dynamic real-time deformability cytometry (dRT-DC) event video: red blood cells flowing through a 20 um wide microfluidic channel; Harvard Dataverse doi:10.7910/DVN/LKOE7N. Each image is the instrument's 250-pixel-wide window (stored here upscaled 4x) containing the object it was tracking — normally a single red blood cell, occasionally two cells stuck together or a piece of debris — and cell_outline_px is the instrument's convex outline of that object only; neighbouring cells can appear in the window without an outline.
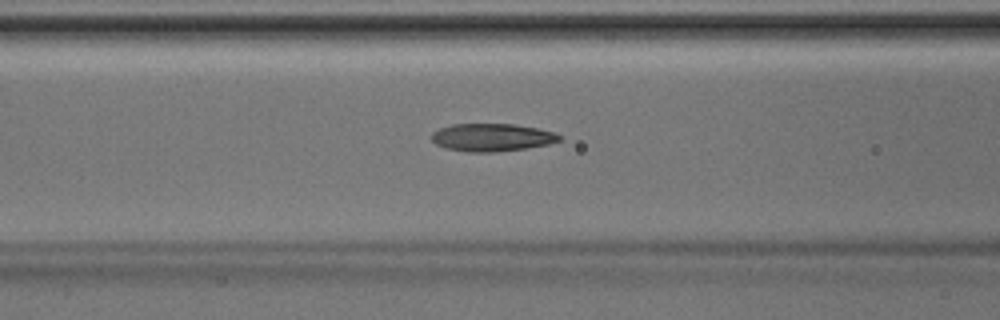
{"species": "Egyptian fruit bat (a non-hibernating species)", "species_latin": "Rousettus aegyptiacus", "temperature_condition": "room temperature", "stored_images_in_passage": 39, "camera_frame_rate_fps": 3000, "um_per_image_px": 0.085, "animal": {"sex": "male"}, "frame": {"image": 1, "passage_image": 12, "time_ms": 3.667, "image_size_px": [1000, 320], "cell_outline_px": [[564, 140], [548, 144], [524, 148], [496, 152], [468, 152], [444, 148], [436, 144], [432, 140], [432, 132], [440, 128], [452, 124], [512, 124], [536, 128], [552, 132], [564, 136]], "centroid_in_image_um": [41.82, 11.68], "position_along_channel_um": 124.8, "area_um2": 20.69}}
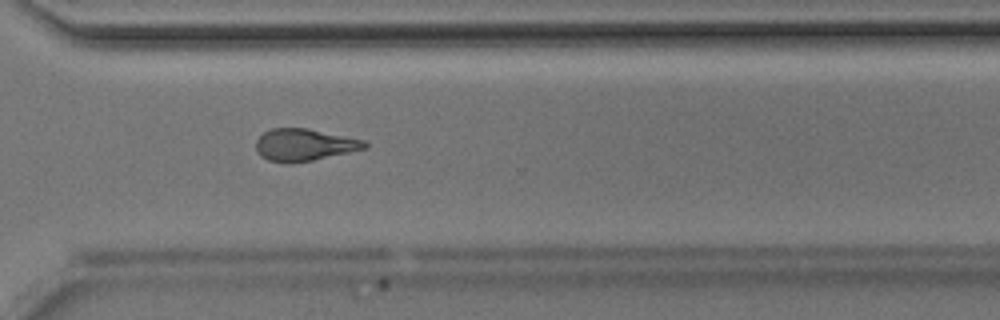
{"frame": {"image": 2, "passage_image": 27, "time_ms": 8.667, "image_size_px": [1000, 320], "cell_outline_px": [[368, 148], [312, 160], [292, 164], [284, 164], [268, 160], [260, 156], [256, 152], [256, 140], [264, 132], [272, 128], [308, 128], [364, 140], [368, 144]], "centroid_in_image_um": [25.83, 12.32], "position_along_channel_um": 344.8, "area_um2": 20.52}}
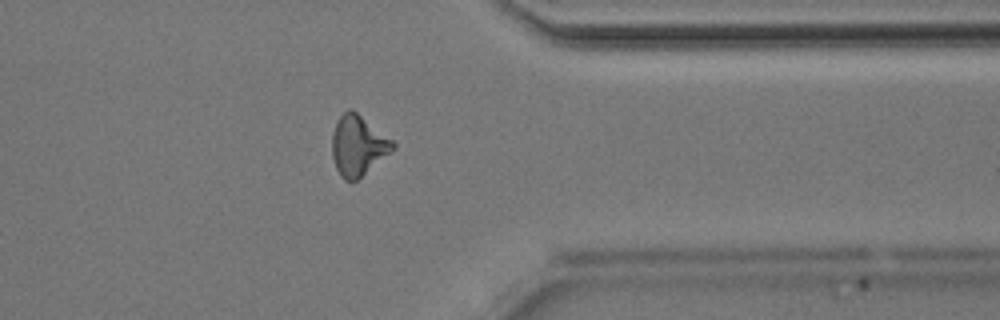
{"frame": {"image": 3, "passage_image": 30, "time_ms": 9.667, "image_size_px": [1000, 320], "cell_outline_px": [[396, 148], [392, 152], [352, 184], [344, 180], [340, 176], [336, 168], [332, 156], [332, 132], [336, 120], [348, 108], [352, 108], [392, 140], [396, 144]], "centroid_in_image_um": [30.42, 12.39], "position_along_channel_um": 381.0, "area_um2": 21.62}}